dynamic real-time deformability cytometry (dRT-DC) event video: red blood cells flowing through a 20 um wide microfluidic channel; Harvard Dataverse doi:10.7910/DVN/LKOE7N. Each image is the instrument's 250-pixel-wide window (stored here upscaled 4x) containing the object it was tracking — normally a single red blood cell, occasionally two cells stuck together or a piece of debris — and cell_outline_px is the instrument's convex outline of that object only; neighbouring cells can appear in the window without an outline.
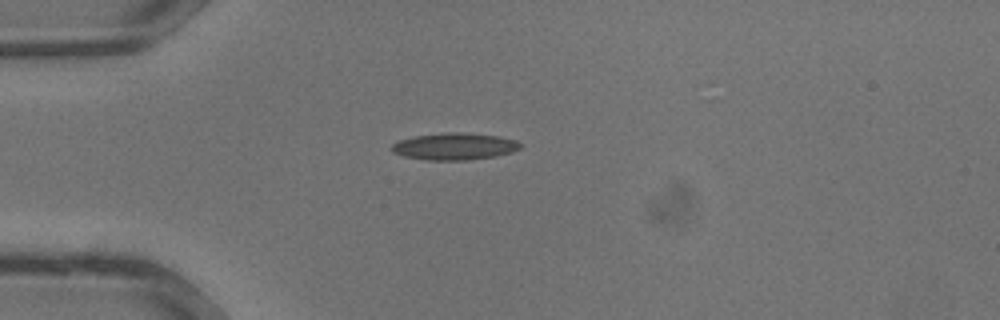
{"species": "common noctule bat (a hibernating species)", "species_latin": "Nyctalus noctula", "temperature_condition": "warm", "stored_images_in_passage": 27, "camera_frame_rate_fps": 3000, "um_per_image_px": 0.085, "animal": {"sex": "male", "body_mass_g": 13.3}, "frame": {"image": 1, "passage_image": 2, "time_ms": 0.333, "image_size_px": [1000, 320], "cell_outline_px": [[520, 148], [512, 152], [496, 156], [464, 160], [428, 160], [404, 156], [392, 152], [388, 148], [392, 144], [400, 140], [412, 136], [444, 132], [460, 132], [496, 136], [516, 140], [520, 144]], "centroid_in_image_um": [38.57, 12.44], "position_along_channel_um": 46.4, "area_um2": 20.17}}
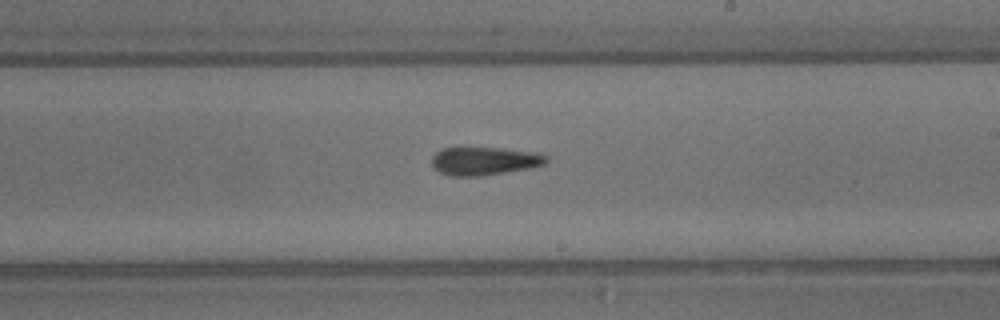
{"frame": {"image": 2, "passage_image": 13, "time_ms": 4.0, "image_size_px": [1000, 320], "cell_outline_px": [[548, 160], [544, 164], [528, 168], [480, 176], [448, 176], [440, 172], [432, 164], [432, 156], [440, 148], [500, 148], [540, 152], [548, 156]], "centroid_in_image_um": [41.18, 13.67], "position_along_channel_um": 247.8, "area_um2": 18.79}}
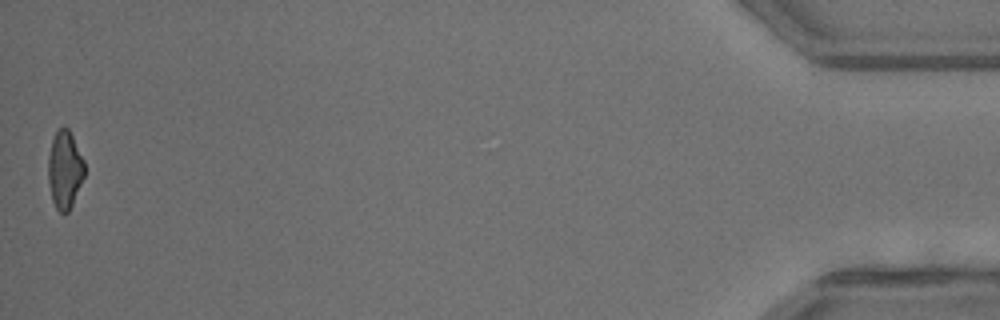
{"frame": {"image": 3, "passage_image": 27, "time_ms": 8.667, "image_size_px": [1000, 320], "cell_outline_px": [[84, 176], [72, 204], [68, 212], [60, 212], [56, 208], [52, 200], [48, 180], [48, 156], [52, 140], [56, 132], [64, 124], [68, 128], [84, 160]], "centroid_in_image_um": [5.49, 14.4], "position_along_channel_um": 429.7, "area_um2": 16.3}}